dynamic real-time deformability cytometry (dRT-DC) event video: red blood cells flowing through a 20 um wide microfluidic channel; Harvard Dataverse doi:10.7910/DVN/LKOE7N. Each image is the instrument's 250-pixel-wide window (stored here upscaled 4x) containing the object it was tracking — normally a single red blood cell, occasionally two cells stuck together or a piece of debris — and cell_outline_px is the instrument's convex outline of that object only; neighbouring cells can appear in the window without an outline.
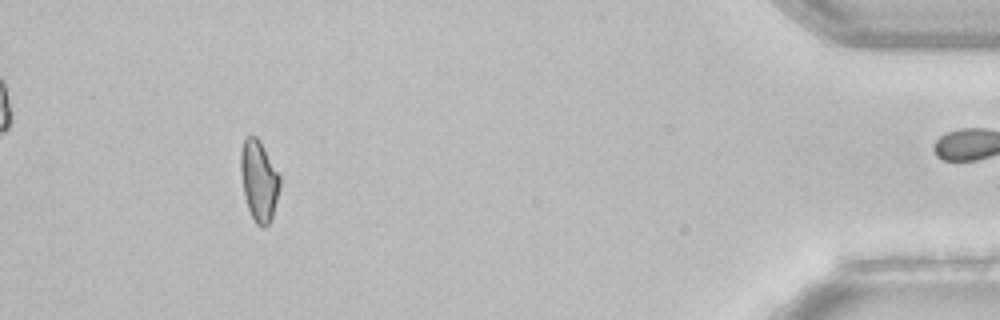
{"species": "common noctule bat (a hibernating species)", "species_latin": "Nyctalus noctula", "temperature_condition": "room temperature", "stored_images_in_passage": 39, "camera_frame_rate_fps": 3000, "um_per_image_px": 0.085, "animal": {"sex": "female", "body_mass_g": 22.7, "forearm_length_mm": 54.2}, "frame": {"image": 1, "passage_image": 34, "time_ms": 11.0, "image_size_px": [1000, 320], "cell_outline_px": [[280, 188], [272, 216], [268, 224], [264, 228], [260, 228], [256, 224], [248, 208], [244, 196], [240, 172], [240, 148], [244, 140], [248, 136], [256, 136], [260, 140], [280, 176]], "centroid_in_image_um": [21.99, 15.35], "position_along_channel_um": 413.2, "area_um2": 18.5}}